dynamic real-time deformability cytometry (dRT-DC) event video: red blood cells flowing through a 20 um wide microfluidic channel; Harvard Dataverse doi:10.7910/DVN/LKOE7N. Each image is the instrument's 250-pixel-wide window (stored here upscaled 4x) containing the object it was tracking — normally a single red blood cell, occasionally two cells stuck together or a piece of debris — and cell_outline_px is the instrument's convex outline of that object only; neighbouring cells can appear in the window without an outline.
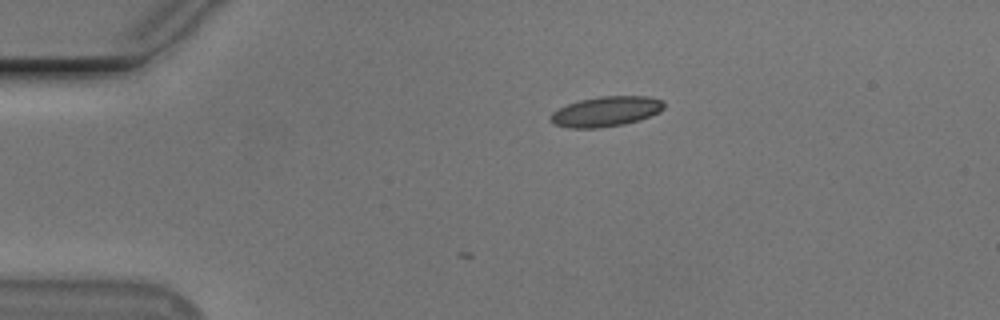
{"species": "Egyptian fruit bat (a non-hibernating species)", "species_latin": "Rousettus aegyptiacus", "temperature_condition": "cold", "stored_images_in_passage": 2, "camera_frame_rate_fps": 3000, "um_per_image_px": 0.085, "animal": {"sex": "male"}, "frame": {"image": 1, "passage_image": 2, "time_ms": 0.333, "image_size_px": [1000, 320], "cell_outline_px": [[664, 108], [660, 112], [640, 120], [624, 124], [600, 128], [572, 128], [556, 124], [548, 116], [552, 112], [568, 104], [580, 100], [600, 96], [648, 96], [664, 100]], "centroid_in_image_um": [51.56, 9.47], "position_along_channel_um": 33.4, "area_um2": 19.88}}